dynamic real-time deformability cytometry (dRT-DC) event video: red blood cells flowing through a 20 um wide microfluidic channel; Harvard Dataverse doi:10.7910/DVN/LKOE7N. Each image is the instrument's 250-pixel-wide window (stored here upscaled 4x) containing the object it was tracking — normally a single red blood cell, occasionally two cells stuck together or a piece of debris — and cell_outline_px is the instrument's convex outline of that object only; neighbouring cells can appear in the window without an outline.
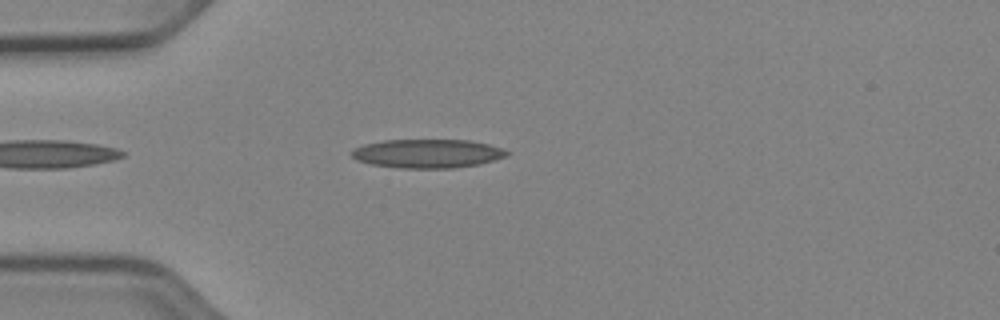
{"species": "Egyptian fruit bat (a non-hibernating species)", "species_latin": "Rousettus aegyptiacus", "temperature_condition": "cold", "stored_images_in_passage": 39, "camera_frame_rate_fps": 3000, "um_per_image_px": 0.085, "animal": {"sex": "female"}, "frame": {"image": 1, "passage_image": 2, "time_ms": 0.333, "image_size_px": [1000, 320], "cell_outline_px": [[512, 152], [508, 156], [480, 164], [452, 168], [400, 168], [372, 164], [356, 160], [352, 156], [352, 148], [364, 144], [384, 140], [468, 140], [488, 144], [504, 148]], "centroid_in_image_um": [36.37, 13.05], "position_along_channel_um": 48.6, "area_um2": 26.18}}
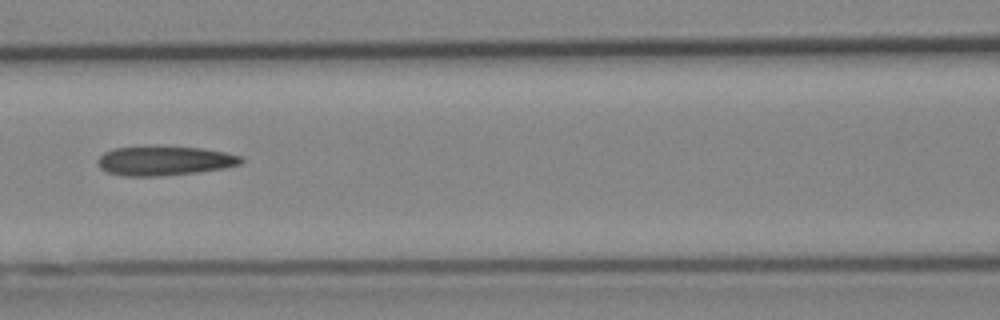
{"frame": {"image": 2, "passage_image": 11, "time_ms": 3.333, "image_size_px": [1000, 320], "cell_outline_px": [[244, 160], [240, 164], [224, 168], [196, 172], [160, 176], [124, 176], [108, 172], [100, 168], [96, 160], [104, 152], [112, 148], [200, 148], [224, 152], [244, 156]], "centroid_in_image_um": [13.99, 13.69], "position_along_channel_um": 152.6, "area_um2": 23.93}}
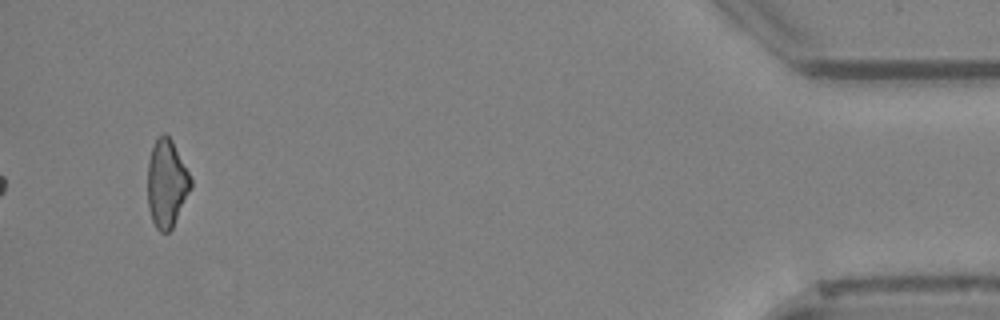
{"frame": {"image": 3, "passage_image": 37, "time_ms": 12.0, "image_size_px": [1000, 320], "cell_outline_px": [[192, 188], [172, 228], [168, 232], [160, 232], [156, 228], [152, 220], [148, 208], [148, 160], [152, 148], [160, 132], [164, 132], [172, 140], [192, 180]], "centroid_in_image_um": [14.16, 15.6], "position_along_channel_um": 421.0, "area_um2": 22.08}, "authors_computed_cell_mechanics": {"area_um2": 24.0448, "velocity_mm_per_s": 3.964, "shape_relaxation_time_tau1_ms": null, "shape_relaxation_time_tau2_ms": 7.266, "deformation_change_tau1": null, "deformation_change_tau2": 0.2271}}